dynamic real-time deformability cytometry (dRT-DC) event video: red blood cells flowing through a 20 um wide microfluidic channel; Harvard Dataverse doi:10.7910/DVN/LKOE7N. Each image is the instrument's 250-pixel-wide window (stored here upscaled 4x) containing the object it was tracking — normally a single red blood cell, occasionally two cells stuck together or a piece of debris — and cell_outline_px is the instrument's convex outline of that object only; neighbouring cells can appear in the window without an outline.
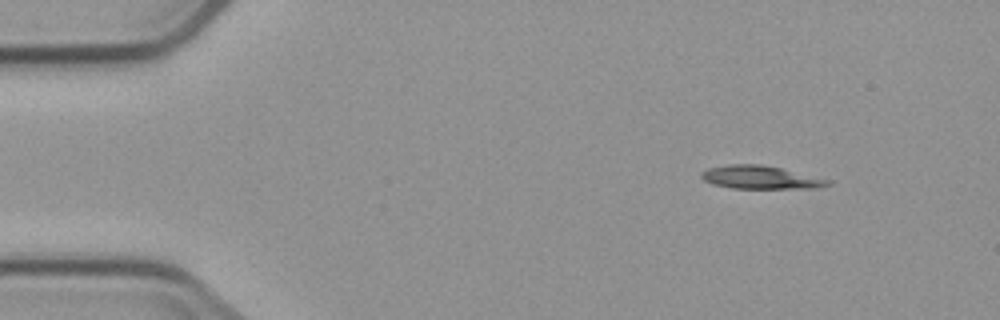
{"species": "common noctule bat (a hibernating species)", "species_latin": "Nyctalus noctula", "temperature_condition": "cold", "stored_images_in_passage": 4, "camera_frame_rate_fps": 3000, "um_per_image_px": 0.085, "animal": {"sex": "male", "body_mass_g": 23.1, "forearm_length_mm": 52.7}, "frame": {"image": 1, "passage_image": 1, "time_ms": 0.0, "image_size_px": [1000, 320], "cell_outline_px": [[832, 184], [812, 188], [732, 188], [712, 184], [704, 180], [700, 176], [700, 172], [708, 168], [728, 164], [760, 164], [780, 168], [832, 180]], "centroid_in_image_um": [64.61, 15.07], "position_along_channel_um": 20.4, "area_um2": 16.99}}
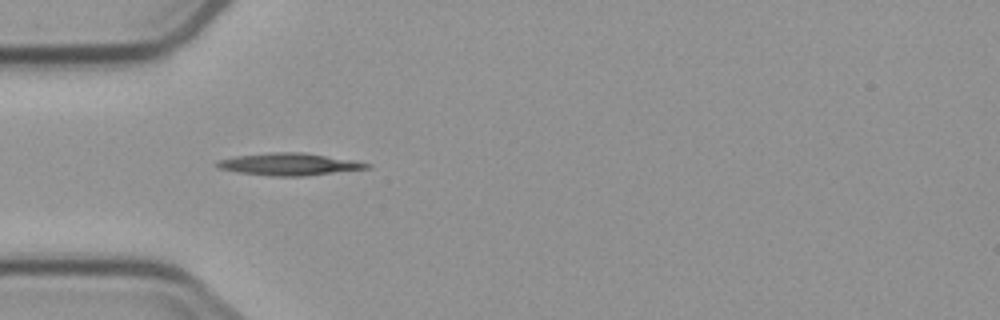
{"frame": {"image": 2, "passage_image": 3, "time_ms": 3.333, "image_size_px": [1000, 320], "cell_outline_px": [[372, 168], [304, 176], [272, 176], [236, 172], [216, 168], [216, 164], [220, 160], [236, 156], [276, 152], [304, 152], [372, 164]], "centroid_in_image_um": [24.57, 13.97], "position_along_channel_um": 60.4, "area_um2": 19.19}}
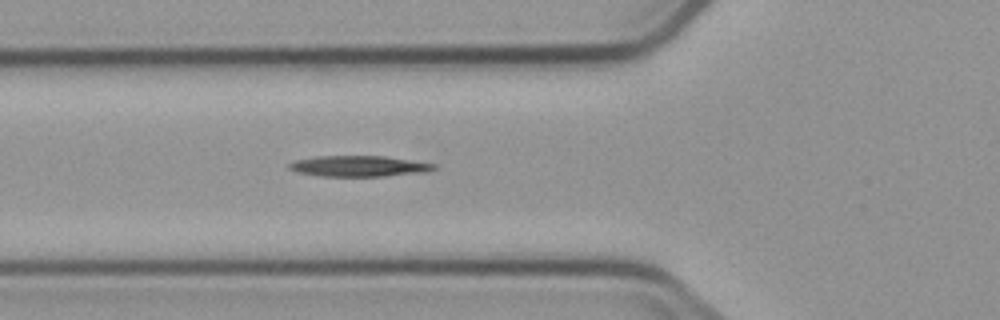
{"frame": {"image": 3, "passage_image": 4, "time_ms": 4.333, "image_size_px": [1000, 320], "cell_outline_px": [[436, 168], [424, 172], [384, 176], [320, 176], [296, 172], [288, 168], [288, 164], [296, 160], [316, 156], [384, 156], [436, 164]], "centroid_in_image_um": [30.46, 14.12], "position_along_channel_um": 95.3, "area_um2": 17.46}}